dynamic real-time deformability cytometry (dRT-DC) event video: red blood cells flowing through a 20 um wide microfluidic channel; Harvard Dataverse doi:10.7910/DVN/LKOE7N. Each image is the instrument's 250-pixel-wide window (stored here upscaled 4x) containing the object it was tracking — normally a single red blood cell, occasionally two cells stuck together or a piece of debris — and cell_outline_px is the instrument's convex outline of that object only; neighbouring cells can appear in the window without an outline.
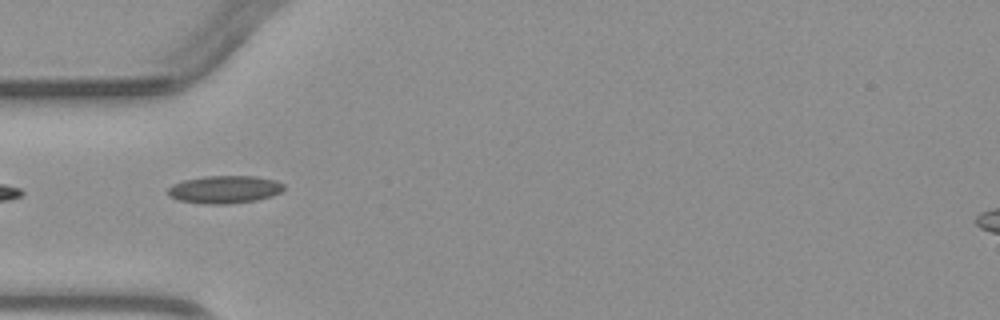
{"species": "common noctule bat (a hibernating species)", "species_latin": "Nyctalus noctula", "temperature_condition": "warm", "stored_images_in_passage": 3, "camera_frame_rate_fps": 3000, "um_per_image_px": 0.085, "animal": {"sex": "male", "body_mass_g": 23.1, "forearm_length_mm": 52.7}, "frame": {"image": 1, "passage_image": 3, "time_ms": 3.0, "image_size_px": [1000, 320], "cell_outline_px": [[284, 188], [280, 192], [272, 196], [256, 200], [228, 204], [204, 204], [180, 200], [168, 196], [168, 188], [172, 184], [184, 180], [204, 176], [256, 176], [276, 180], [284, 184]], "centroid_in_image_um": [19.09, 16.1], "position_along_channel_um": 65.9, "area_um2": 18.79}}